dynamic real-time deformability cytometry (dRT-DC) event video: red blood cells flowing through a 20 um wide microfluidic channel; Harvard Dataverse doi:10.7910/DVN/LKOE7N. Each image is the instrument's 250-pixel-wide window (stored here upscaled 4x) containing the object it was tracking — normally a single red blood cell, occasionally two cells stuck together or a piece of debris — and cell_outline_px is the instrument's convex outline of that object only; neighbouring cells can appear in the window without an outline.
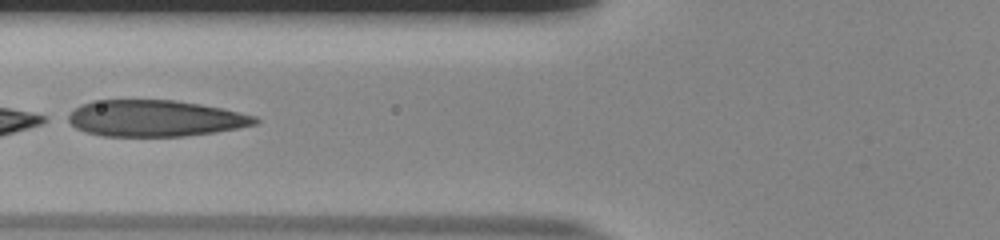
{"species": "human", "species_latin": "Homo sapiens", "temperature_condition": "room temperature", "stored_images_in_passage": 36, "camera_frame_rate_fps": 3000, "um_per_image_px": 0.085, "donor": {"sex": "male"}, "frame": {"image": 1, "passage_image": 6, "time_ms": 1.667, "image_size_px": [1000, 240], "cell_outline_px": [[260, 120], [256, 124], [236, 128], [212, 132], [184, 136], [104, 136], [88, 132], [76, 128], [64, 120], [80, 104], [92, 100], [176, 100], [224, 108], [256, 116]], "centroid_in_image_um": [13.16, 10.05], "position_along_channel_um": 112.6, "area_um2": 39.65}, "authors_computed_cell_mechanics": {"area_um2": 40.6623, "velocity_mm_per_s": 3.8852, "shape_relaxation_time_tau1_ms": 2.1682, "shape_relaxation_time_tau2_ms": 1.1093, "deformation_change_tau1": 0.2967, "deformation_change_tau2": 0.1077}}